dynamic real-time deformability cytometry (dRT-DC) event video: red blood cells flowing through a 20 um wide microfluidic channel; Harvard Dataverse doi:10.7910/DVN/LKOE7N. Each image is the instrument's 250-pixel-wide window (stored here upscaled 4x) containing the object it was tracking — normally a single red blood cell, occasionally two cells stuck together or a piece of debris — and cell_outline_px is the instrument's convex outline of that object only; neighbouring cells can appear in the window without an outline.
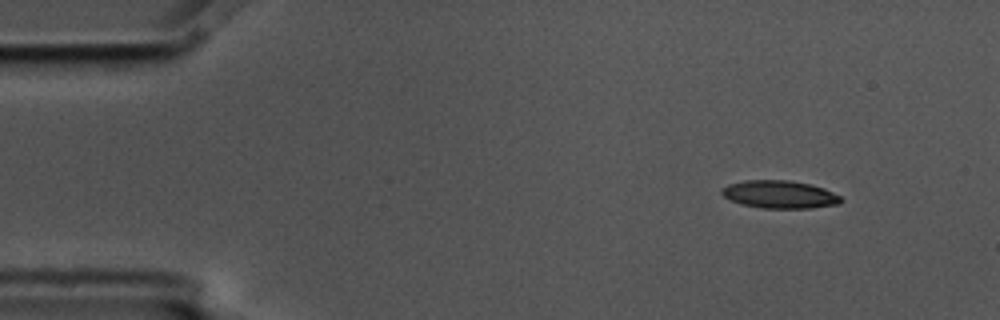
{"species": "common noctule bat (a hibernating species)", "species_latin": "Nyctalus noctula", "temperature_condition": "cold", "stored_images_in_passage": 8, "camera_frame_rate_fps": 3000, "um_per_image_px": 0.085, "animal": {"sex": "male", "body_mass_g": 17.5, "forearm_length_mm": 52.3}, "frame": {"image": 1, "passage_image": 1, "time_ms": 0.0, "image_size_px": [1000, 320], "cell_outline_px": [[840, 204], [812, 208], [760, 208], [740, 204], [724, 196], [720, 192], [720, 188], [728, 184], [744, 180], [788, 180], [812, 184], [824, 188], [840, 196]], "centroid_in_image_um": [66.24, 16.52], "position_along_channel_um": 18.8, "area_um2": 19.42}}
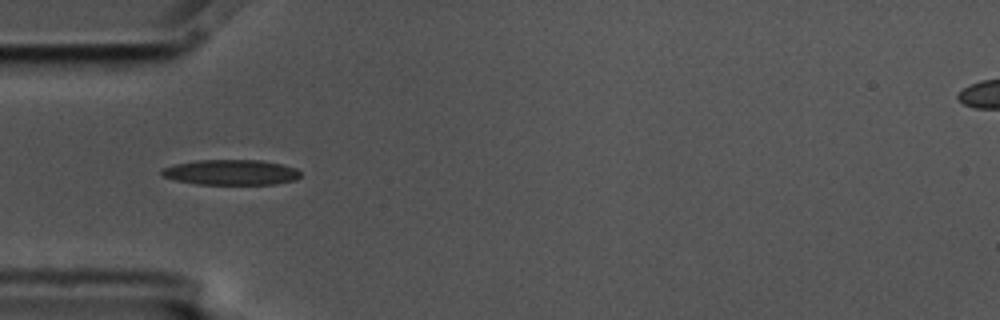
{"frame": {"image": 2, "passage_image": 4, "time_ms": 1.0, "image_size_px": [1000, 320], "cell_outline_px": [[300, 176], [296, 180], [276, 184], [196, 184], [176, 180], [164, 176], [160, 172], [160, 168], [176, 164], [196, 160], [260, 160], [280, 164], [296, 168], [300, 172]], "centroid_in_image_um": [19.63, 14.65], "position_along_channel_um": 65.4, "area_um2": 20.46}}